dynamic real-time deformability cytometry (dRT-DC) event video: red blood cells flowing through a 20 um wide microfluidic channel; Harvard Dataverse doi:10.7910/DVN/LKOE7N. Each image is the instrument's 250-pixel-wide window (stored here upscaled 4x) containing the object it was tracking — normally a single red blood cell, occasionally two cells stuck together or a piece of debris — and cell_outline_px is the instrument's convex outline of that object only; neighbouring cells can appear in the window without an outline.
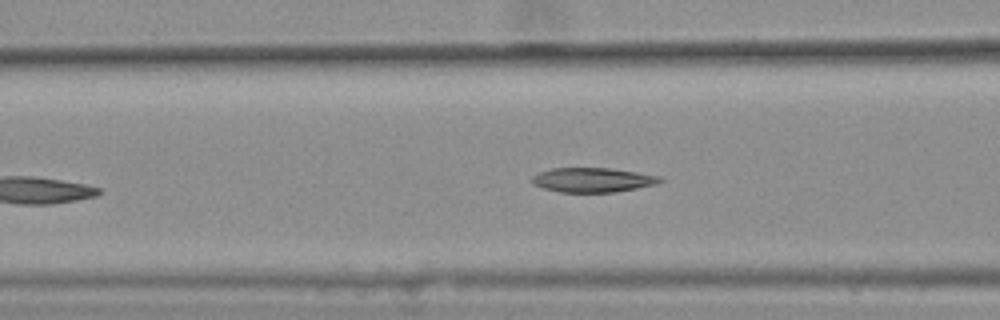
{"species": "common noctule bat (a hibernating species)", "species_latin": "Nyctalus noctula", "temperature_condition": "warm", "stored_images_in_passage": 32, "camera_frame_rate_fps": 3000, "um_per_image_px": 0.085, "animal": {"sex": "female", "body_mass_g": 25.1}, "frame": {"image": 1, "passage_image": 10, "time_ms": 3.0, "image_size_px": [1000, 320], "cell_outline_px": [[664, 180], [656, 184], [616, 192], [560, 192], [544, 188], [532, 184], [532, 176], [540, 172], [552, 168], [608, 168], [636, 172], [660, 176]], "centroid_in_image_um": [50.37, 15.29], "position_along_channel_um": 116.2, "area_um2": 18.15}, "authors_computed_cell_mechanics": {"area_um2": 18.3804, "velocity_mm_per_s": 3.6598, "shape_relaxation_time_tau1_ms": null, "shape_relaxation_time_tau2_ms": 3.8702, "deformation_change_tau1": null, "deformation_change_tau2": 0.0917}}